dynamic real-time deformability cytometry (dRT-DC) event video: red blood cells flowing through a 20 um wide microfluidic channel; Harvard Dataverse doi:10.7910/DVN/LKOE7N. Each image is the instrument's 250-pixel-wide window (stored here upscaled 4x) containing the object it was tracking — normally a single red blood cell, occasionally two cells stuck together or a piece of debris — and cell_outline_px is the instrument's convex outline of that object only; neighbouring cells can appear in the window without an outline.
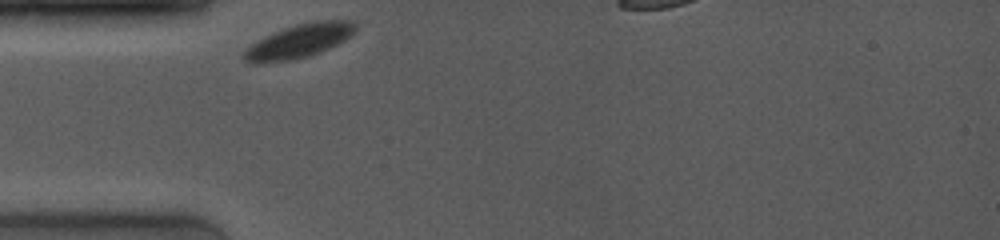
{"species": "common noctule bat (a hibernating species)", "species_latin": "Nyctalus noctula", "temperature_condition": "room temperature", "stored_images_in_passage": 60, "camera_frame_rate_fps": 4000, "um_per_image_px": 0.085, "animal": {"sex": "female", "body_mass_g": 19.0, "forearm_length_mm": 53.3}, "frame": {"image": 1, "passage_image": 1, "time_ms": 0.0, "image_size_px": [1000, 240], "cell_outline_px": [[356, 28], [352, 36], [320, 52], [308, 56], [288, 60], [256, 64], [244, 60], [240, 56], [240, 52], [252, 44], [272, 32], [296, 24], [312, 20], [352, 20], [356, 24]], "centroid_in_image_um": [25.4, 3.48], "position_along_channel_um": 59.6, "area_um2": 22.08}}
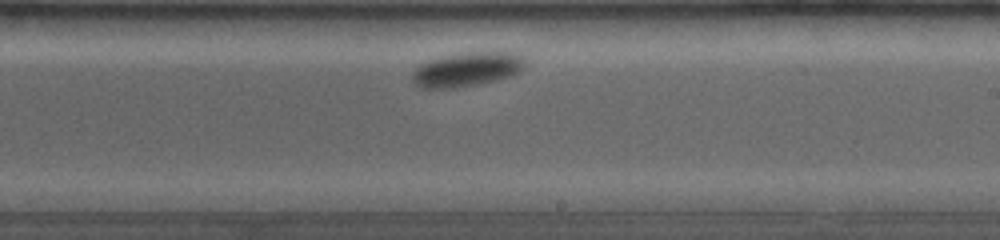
{"frame": {"image": 2, "passage_image": 36, "time_ms": 5.5, "image_size_px": [1000, 240], "cell_outline_px": [[524, 64], [512, 76], [480, 84], [456, 88], [420, 88], [412, 80], [412, 72], [420, 64], [440, 56], [468, 52], [520, 52], [524, 56]], "centroid_in_image_um": [39.68, 5.89], "position_along_channel_um": 249.3, "area_um2": 22.6}}
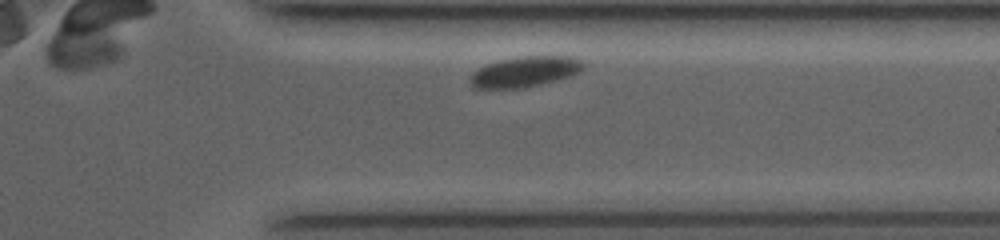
{"frame": {"image": 3, "passage_image": 55, "time_ms": 8.75, "image_size_px": [1000, 240], "cell_outline_px": [[584, 68], [580, 72], [572, 76], [540, 84], [520, 88], [472, 88], [468, 80], [472, 72], [488, 64], [500, 60], [520, 56], [572, 56], [580, 60], [584, 64]], "centroid_in_image_um": [44.62, 6.09], "position_along_channel_um": 366.8, "area_um2": 20.17}}